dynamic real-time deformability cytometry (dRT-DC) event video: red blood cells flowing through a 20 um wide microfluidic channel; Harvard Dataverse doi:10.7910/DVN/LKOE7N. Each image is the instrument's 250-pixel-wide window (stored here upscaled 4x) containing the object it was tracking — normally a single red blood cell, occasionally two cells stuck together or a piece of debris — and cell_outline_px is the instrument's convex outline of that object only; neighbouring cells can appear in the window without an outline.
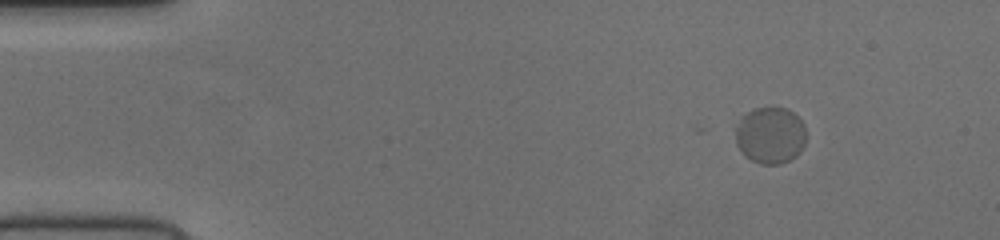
{"species": "human", "species_latin": "Homo sapiens", "temperature_condition": "cold", "stored_images_in_passage": 47, "camera_frame_rate_fps": 3000, "um_per_image_px": 0.085, "donor": {"sex": "female"}, "frame": {"image": 1, "passage_image": 1, "time_ms": 0.0, "image_size_px": [1000, 240], "cell_outline_px": [[804, 144], [800, 152], [796, 156], [780, 164], [760, 164], [752, 160], [736, 144], [736, 128], [740, 116], [756, 108], [784, 108], [792, 112], [804, 124]], "centroid_in_image_um": [65.47, 11.5], "position_along_channel_um": 19.5, "area_um2": 22.95}}
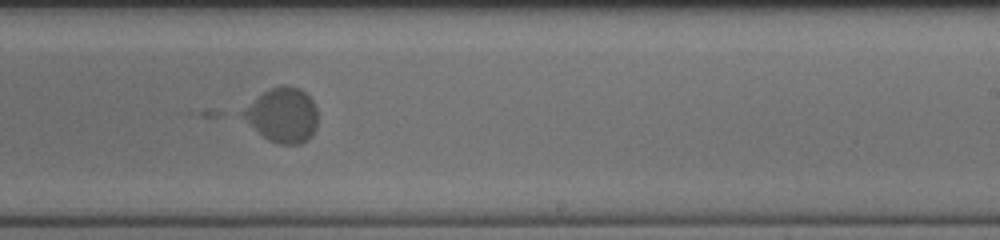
{"frame": {"image": 2, "passage_image": 27, "time_ms": 8.667, "image_size_px": [1000, 240], "cell_outline_px": [[316, 128], [312, 136], [300, 144], [280, 144], [268, 140], [240, 116], [236, 112], [268, 88], [284, 84], [288, 84], [300, 88], [312, 100], [316, 108]], "centroid_in_image_um": [23.96, 9.75], "position_along_channel_um": 265.0, "area_um2": 24.16}}
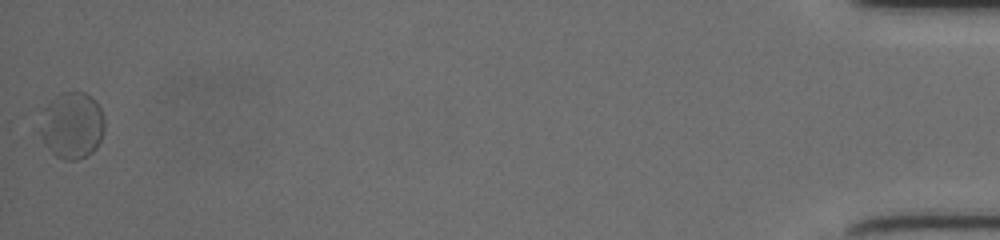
{"frame": {"image": 3, "passage_image": 47, "time_ms": 15.333, "image_size_px": [1000, 240], "cell_outline_px": [[104, 132], [96, 148], [92, 152], [76, 160], [64, 160], [56, 156], [44, 144], [40, 132], [40, 128], [44, 108], [60, 92], [84, 92], [92, 96], [96, 100], [104, 116]], "centroid_in_image_um": [6.14, 10.65], "position_along_channel_um": 429.1, "area_um2": 25.03}}